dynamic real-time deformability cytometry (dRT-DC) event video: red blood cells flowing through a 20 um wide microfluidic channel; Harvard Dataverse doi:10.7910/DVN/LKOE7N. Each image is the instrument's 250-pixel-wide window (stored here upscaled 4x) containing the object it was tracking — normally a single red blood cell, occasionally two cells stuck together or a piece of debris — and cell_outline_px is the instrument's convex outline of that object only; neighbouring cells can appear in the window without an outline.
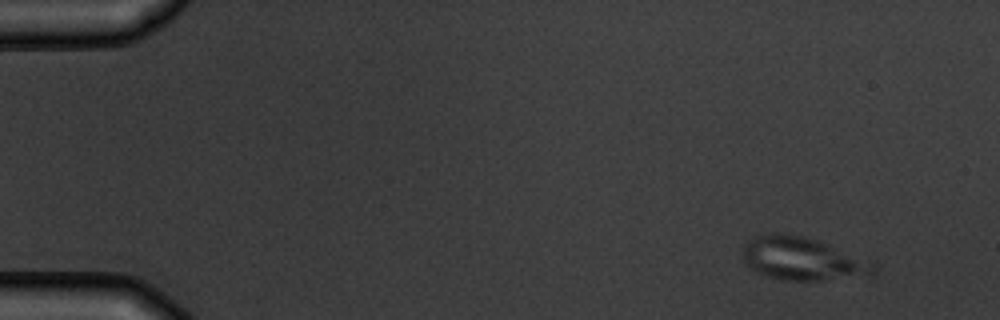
{"species": "common noctule bat (a hibernating species)", "species_latin": "Nyctalus noctula", "temperature_condition": "warm", "stored_images_in_passage": 9, "camera_frame_rate_fps": 3000, "um_per_image_px": 0.085, "animal": {"sex": "male", "body_mass_g": 19.5, "forearm_length_mm": 54.6}, "frame": {"image": 1, "passage_image": 1, "time_ms": 0.0, "image_size_px": [1000, 320], "cell_outline_px": [[880, 268], [876, 276], [820, 280], [780, 280], [764, 276], [756, 272], [744, 264], [744, 244], [752, 236], [804, 236], [816, 240], [880, 264]], "centroid_in_image_um": [68.32, 22.06], "position_along_channel_um": 16.7, "area_um2": 32.77}}